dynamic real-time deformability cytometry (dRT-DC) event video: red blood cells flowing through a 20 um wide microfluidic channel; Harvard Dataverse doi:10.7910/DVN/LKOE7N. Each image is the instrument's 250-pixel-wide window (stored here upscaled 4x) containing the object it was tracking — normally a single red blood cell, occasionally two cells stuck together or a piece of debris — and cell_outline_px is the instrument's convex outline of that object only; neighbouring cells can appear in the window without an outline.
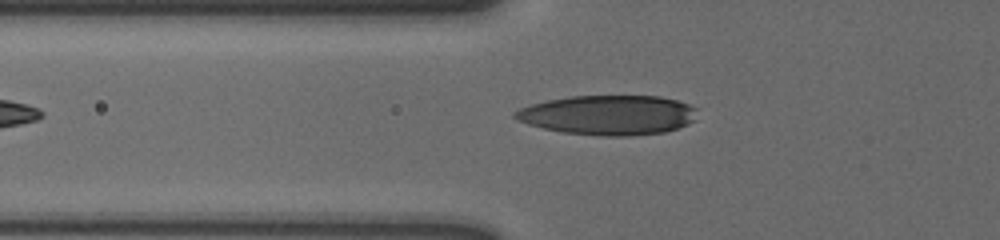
{"species": "human", "species_latin": "Homo sapiens", "temperature_condition": "cold", "stored_images_in_passage": 13, "camera_frame_rate_fps": 3000, "um_per_image_px": 0.085, "donor": {"sex": "male"}, "frame": {"image": 1, "passage_image": 13, "time_ms": 4.0, "image_size_px": [1000, 240], "cell_outline_px": [[696, 108], [692, 120], [688, 124], [664, 132], [628, 136], [604, 136], [564, 132], [544, 128], [528, 124], [512, 116], [512, 112], [520, 108], [532, 104], [548, 100], [568, 96], [660, 96], [676, 100], [688, 104]], "centroid_in_image_um": [51.68, 9.77], "position_along_channel_um": 74.1, "area_um2": 41.79}}